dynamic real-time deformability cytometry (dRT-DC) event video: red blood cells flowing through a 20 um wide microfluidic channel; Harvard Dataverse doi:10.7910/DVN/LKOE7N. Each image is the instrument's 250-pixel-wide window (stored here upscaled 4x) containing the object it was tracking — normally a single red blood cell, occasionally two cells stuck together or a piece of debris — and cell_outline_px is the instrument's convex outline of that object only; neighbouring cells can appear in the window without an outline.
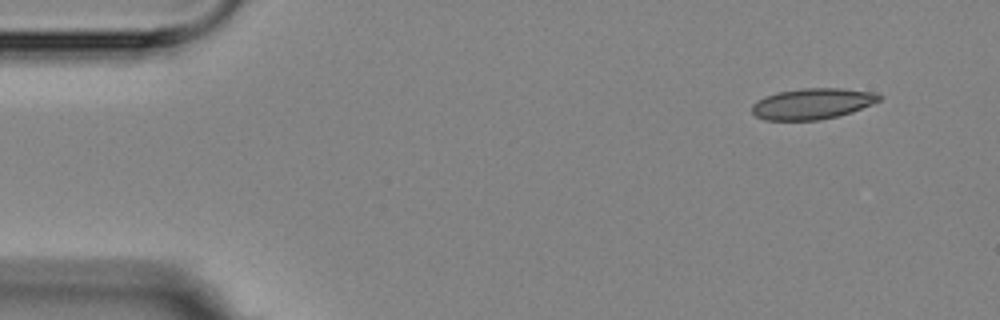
{"species": "Egyptian fruit bat (a non-hibernating species)", "species_latin": "Rousettus aegyptiacus", "temperature_condition": "room temperature", "stored_images_in_passage": 4, "camera_frame_rate_fps": 3000, "um_per_image_px": 0.085, "animal": {"sex": "female"}, "frame": {"image": 1, "passage_image": 1, "time_ms": 0.0, "image_size_px": [1000, 320], "cell_outline_px": [[884, 96], [880, 100], [872, 104], [852, 112], [820, 120], [764, 120], [756, 116], [752, 112], [752, 104], [756, 100], [764, 96], [776, 92], [800, 88], [840, 88], [876, 92]], "centroid_in_image_um": [69.05, 8.8], "position_along_channel_um": 16.0, "area_um2": 23.18}}